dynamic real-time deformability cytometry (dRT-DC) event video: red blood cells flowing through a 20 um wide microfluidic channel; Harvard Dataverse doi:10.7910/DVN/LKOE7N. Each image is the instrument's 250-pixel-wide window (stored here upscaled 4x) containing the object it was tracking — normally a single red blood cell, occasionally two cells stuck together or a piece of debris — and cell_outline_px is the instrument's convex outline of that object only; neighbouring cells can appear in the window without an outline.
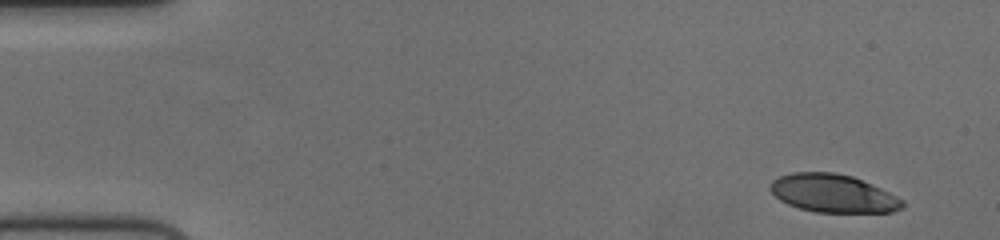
{"species": "human", "species_latin": "Homo sapiens", "temperature_condition": "cold", "stored_images_in_passage": 53, "camera_frame_rate_fps": 3000, "um_per_image_px": 0.085, "donor": {"sex": "female"}, "frame": {"image": 1, "passage_image": 1, "time_ms": 0.0, "image_size_px": [1000, 240], "cell_outline_px": [[904, 208], [892, 212], [816, 212], [800, 208], [788, 204], [780, 200], [768, 188], [768, 184], [772, 180], [780, 176], [792, 172], [836, 172], [852, 176], [872, 184], [904, 200]], "centroid_in_image_um": [70.8, 16.43], "position_along_channel_um": 14.2, "area_um2": 29.42}}
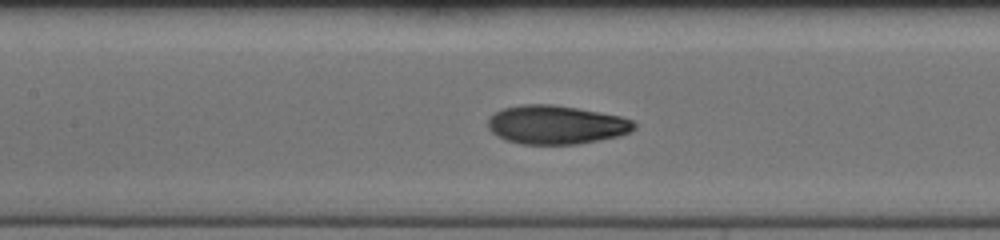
{"frame": {"image": 2, "passage_image": 23, "time_ms": 7.333, "image_size_px": [1000, 240], "cell_outline_px": [[636, 128], [628, 132], [616, 136], [600, 140], [576, 144], [520, 144], [504, 140], [496, 136], [488, 128], [488, 120], [496, 112], [504, 108], [524, 104], [552, 104], [576, 108], [620, 116], [632, 120], [636, 124]], "centroid_in_image_um": [47.25, 10.61], "position_along_channel_um": 160.2, "area_um2": 32.83}}
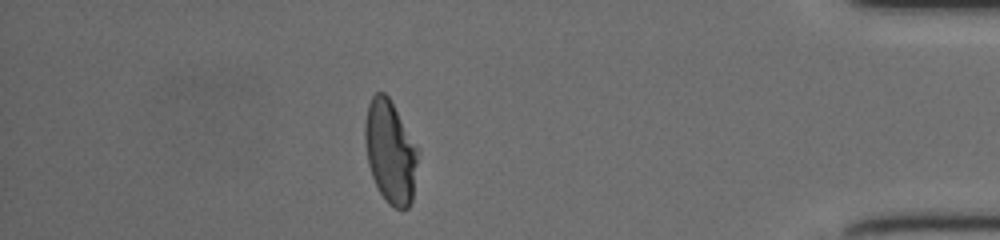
{"frame": {"image": 3, "passage_image": 46, "time_ms": 15.0, "image_size_px": [1000, 240], "cell_outline_px": [[420, 152], [412, 200], [408, 208], [396, 208], [388, 204], [384, 200], [372, 176], [368, 164], [364, 144], [364, 124], [368, 104], [372, 96], [376, 92], [384, 92], [388, 96]], "centroid_in_image_um": [33.17, 12.92], "position_along_channel_um": 402.0, "area_um2": 31.91}, "authors_computed_cell_mechanics": {"area_um2": 32.1946, "velocity_mm_per_s": 3.7143, "shape_relaxation_time_tau1_ms": 6.9009, "shape_relaxation_time_tau2_ms": 1.4918, "deformation_change_tau1": 0.2385, "deformation_change_tau2": 0.0689}}